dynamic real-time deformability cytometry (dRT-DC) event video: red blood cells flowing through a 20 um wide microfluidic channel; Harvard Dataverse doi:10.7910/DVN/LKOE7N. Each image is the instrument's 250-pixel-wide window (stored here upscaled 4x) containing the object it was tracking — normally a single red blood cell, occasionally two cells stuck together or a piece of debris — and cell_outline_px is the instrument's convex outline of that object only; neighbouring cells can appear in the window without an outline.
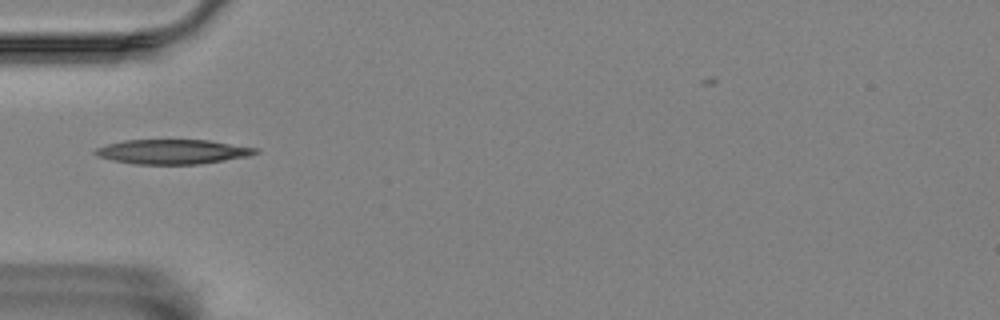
{"species": "Egyptian fruit bat (a non-hibernating species)", "species_latin": "Rousettus aegyptiacus", "temperature_condition": "room temperature", "stored_images_in_passage": 6, "camera_frame_rate_fps": 3000, "um_per_image_px": 0.085, "animal": {"sex": "female"}, "frame": {"image": 1, "passage_image": 1, "time_ms": 0.0, "image_size_px": [1000, 320], "cell_outline_px": [[260, 152], [248, 156], [200, 164], [136, 164], [112, 160], [96, 156], [92, 152], [96, 148], [108, 144], [124, 140], [208, 140], [260, 148]], "centroid_in_image_um": [14.68, 12.89], "position_along_channel_um": 70.3, "area_um2": 23.0}}
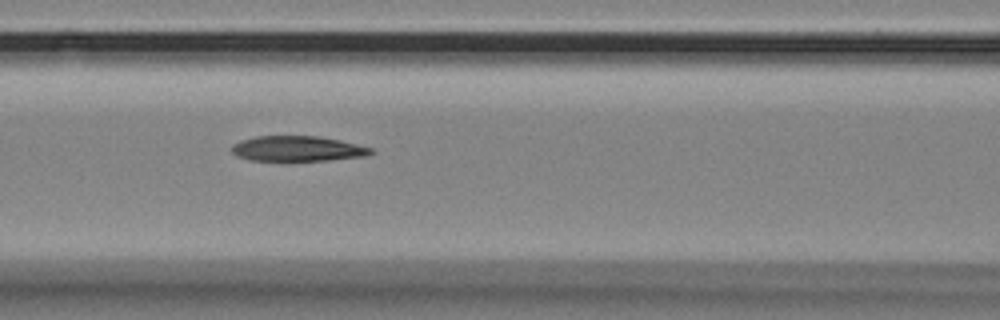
{"frame": {"image": 2, "passage_image": 3, "time_ms": 2.0, "image_size_px": [1000, 320], "cell_outline_px": [[376, 152], [368, 156], [328, 160], [248, 160], [236, 156], [232, 152], [232, 144], [240, 140], [256, 136], [320, 136], [340, 140], [372, 148]], "centroid_in_image_um": [25.3, 12.63], "position_along_channel_um": 141.3, "area_um2": 20.58}}
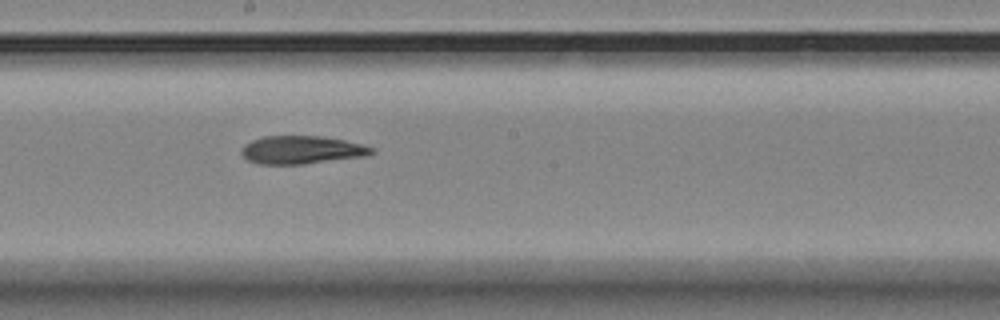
{"frame": {"image": 3, "passage_image": 5, "time_ms": 4.333, "image_size_px": [1000, 320], "cell_outline_px": [[376, 152], [368, 156], [304, 164], [260, 164], [248, 160], [240, 152], [240, 148], [244, 144], [252, 140], [264, 136], [320, 136], [344, 140], [376, 148]], "centroid_in_image_um": [25.66, 12.74], "position_along_channel_um": 222.5, "area_um2": 21.44}}